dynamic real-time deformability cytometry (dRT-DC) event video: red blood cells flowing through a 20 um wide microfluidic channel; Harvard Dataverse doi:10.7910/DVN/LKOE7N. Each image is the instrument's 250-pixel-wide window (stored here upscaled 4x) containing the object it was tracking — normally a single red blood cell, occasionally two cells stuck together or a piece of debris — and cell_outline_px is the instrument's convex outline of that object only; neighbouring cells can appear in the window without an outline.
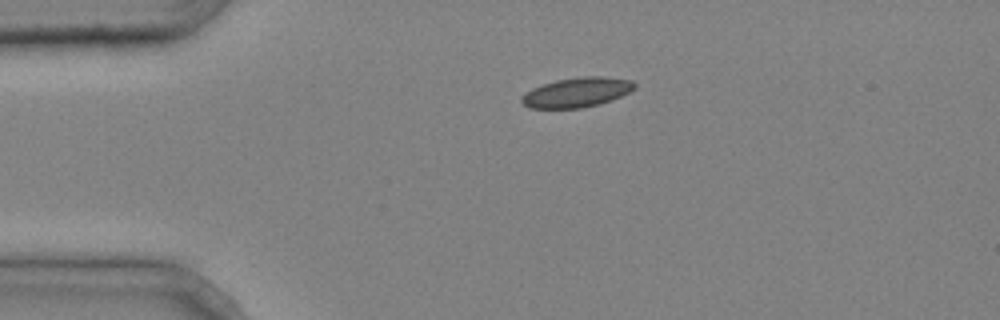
{"species": "common noctule bat (a hibernating species)", "species_latin": "Nyctalus noctula", "temperature_condition": "cold", "stored_images_in_passage": 2, "camera_frame_rate_fps": 3000, "um_per_image_px": 0.085, "animal": {"sex": "male", "body_mass_g": 20.4}, "frame": {"image": 1, "passage_image": 1, "time_ms": 0.0, "image_size_px": [1000, 320], "cell_outline_px": [[636, 88], [612, 100], [600, 104], [580, 108], [528, 108], [520, 100], [532, 88], [556, 80], [580, 76], [604, 76], [632, 80], [636, 84]], "centroid_in_image_um": [49.07, 7.84], "position_along_channel_um": 35.9, "area_um2": 19.48}}